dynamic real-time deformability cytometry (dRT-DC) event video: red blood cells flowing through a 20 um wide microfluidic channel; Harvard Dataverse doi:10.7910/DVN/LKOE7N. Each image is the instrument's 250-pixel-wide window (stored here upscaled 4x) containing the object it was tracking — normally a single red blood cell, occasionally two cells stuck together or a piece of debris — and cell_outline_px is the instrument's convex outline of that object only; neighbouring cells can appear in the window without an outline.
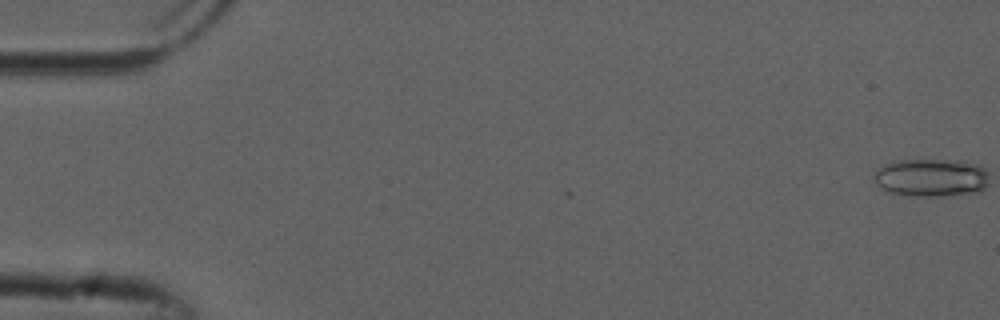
{"species": "common noctule bat (a hibernating species)", "species_latin": "Nyctalus noctula", "temperature_condition": "cold", "stored_images_in_passage": 53, "camera_frame_rate_fps": 3000, "um_per_image_px": 0.085, "animal": {"sex": "male", "forearm_length_mm": 52.5}, "frame": {"image": 1, "passage_image": 1, "time_ms": 0.0, "image_size_px": [1000, 320], "cell_outline_px": [[980, 184], [976, 188], [952, 192], [904, 192], [888, 188], [888, 168], [900, 164], [948, 164], [972, 168], [980, 172]], "centroid_in_image_um": [79.25, 15.14], "position_along_channel_um": 5.7, "area_um2": 16.99}}
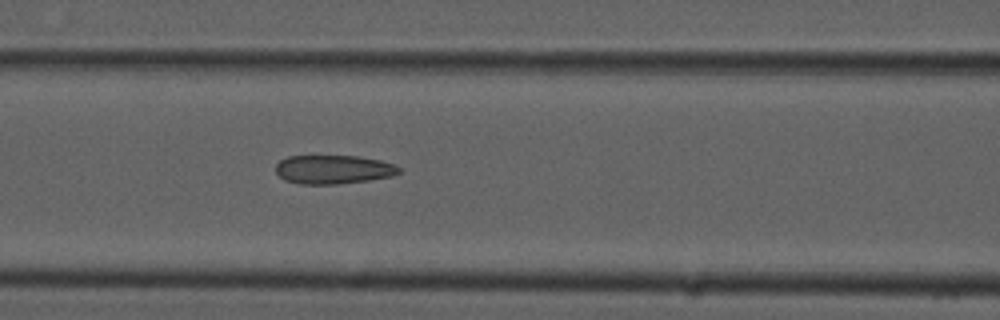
{"frame": {"image": 2, "passage_image": 23, "time_ms": 7.333, "image_size_px": [1000, 320], "cell_outline_px": [[396, 172], [384, 176], [360, 180], [316, 184], [312, 184], [288, 180], [276, 168], [284, 160], [292, 156], [348, 156], [376, 160], [388, 164], [396, 168]], "centroid_in_image_um": [28.25, 14.37], "position_along_channel_um": 138.4, "area_um2": 18.44}}
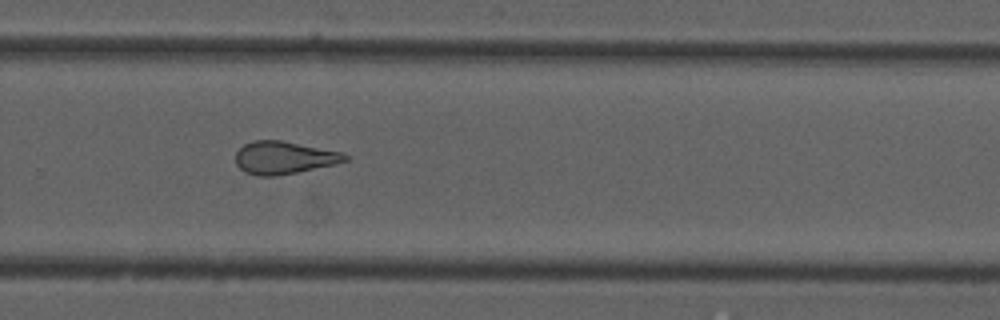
{"frame": {"image": 3, "passage_image": 36, "time_ms": 11.667, "image_size_px": [1000, 320], "cell_outline_px": [[344, 160], [328, 164], [292, 172], [248, 172], [236, 160], [236, 152], [240, 148], [248, 144], [260, 140], [276, 140], [336, 152], [344, 156]], "centroid_in_image_um": [24.06, 13.33], "position_along_channel_um": 305.7, "area_um2": 18.03}, "authors_computed_cell_mechanics": {"area_um2": 17.9758, "velocity_mm_per_s": 3.8767, "shape_relaxation_time_tau1_ms": null, "shape_relaxation_time_tau2_ms": 2.4341, "deformation_change_tau1": null, "deformation_change_tau2": 0.1173}}